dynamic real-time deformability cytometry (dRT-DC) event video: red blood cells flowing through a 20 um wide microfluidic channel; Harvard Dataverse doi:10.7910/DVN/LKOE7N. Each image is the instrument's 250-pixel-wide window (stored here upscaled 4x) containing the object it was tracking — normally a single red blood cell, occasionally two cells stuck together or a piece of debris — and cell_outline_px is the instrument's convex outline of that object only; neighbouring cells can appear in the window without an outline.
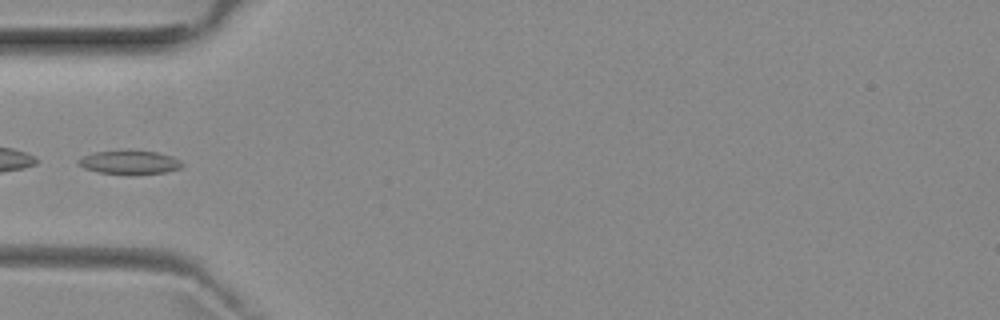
{"species": "common noctule bat (a hibernating species)", "species_latin": "Nyctalus noctula", "temperature_condition": "room temperature", "stored_images_in_passage": 6, "camera_frame_rate_fps": 3000, "um_per_image_px": 0.085, "animal": {"sex": "female", "body_mass_g": 29.2, "forearm_length_mm": 56.3}, "frame": {"image": 1, "passage_image": 5, "time_ms": 4.667, "image_size_px": [1000, 320], "cell_outline_px": [[184, 164], [180, 168], [168, 172], [132, 176], [100, 172], [84, 168], [76, 164], [76, 160], [92, 152], [156, 152], [172, 156], [180, 160]], "centroid_in_image_um": [11.03, 13.85], "position_along_channel_um": 74.0, "area_um2": 14.33}}
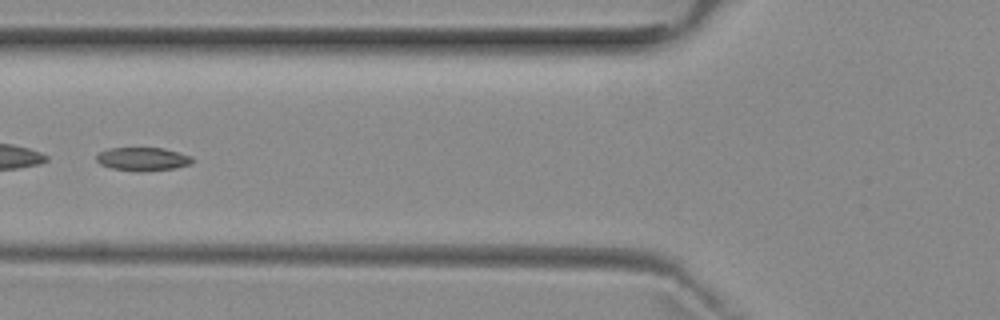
{"frame": {"image": 2, "passage_image": 6, "time_ms": 5.667, "image_size_px": [1000, 320], "cell_outline_px": [[192, 164], [176, 168], [140, 172], [132, 172], [112, 168], [100, 164], [96, 160], [96, 156], [100, 152], [108, 148], [164, 148], [192, 156]], "centroid_in_image_um": [12.13, 13.53], "position_along_channel_um": 113.7, "area_um2": 13.24}}